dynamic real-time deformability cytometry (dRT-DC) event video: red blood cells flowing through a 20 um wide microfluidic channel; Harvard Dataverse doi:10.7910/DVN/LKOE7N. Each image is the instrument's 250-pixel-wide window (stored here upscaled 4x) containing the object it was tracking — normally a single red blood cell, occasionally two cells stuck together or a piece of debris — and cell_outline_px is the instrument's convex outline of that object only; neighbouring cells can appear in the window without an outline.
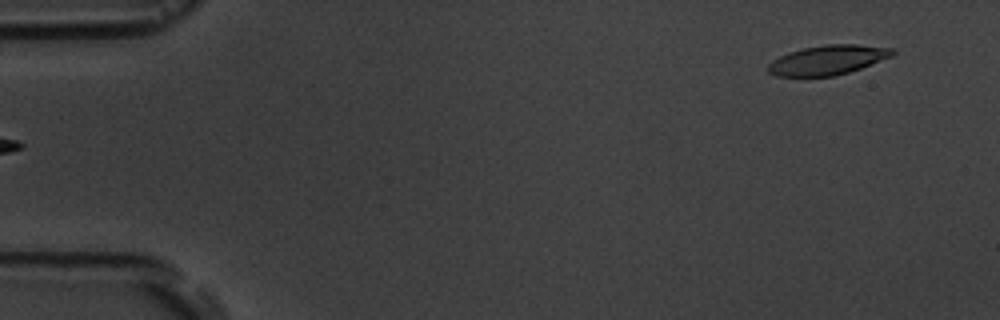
{"species": "common noctule bat (a hibernating species)", "species_latin": "Nyctalus noctula", "temperature_condition": "room temperature", "stored_images_in_passage": 6, "segment_of_instrument_passage": [2, 2], "camera_frame_rate_fps": 3000, "um_per_image_px": 0.085, "animal": {"sex": "male", "body_mass_g": 19.5, "forearm_length_mm": 54.6}, "frame": {"image": 1, "passage_image": 6, "time_ms": 5.667, "image_size_px": [1000, 320], "cell_outline_px": [[896, 52], [892, 56], [860, 68], [848, 72], [832, 76], [776, 76], [768, 72], [768, 64], [772, 60], [788, 52], [804, 48], [824, 44], [856, 44], [892, 48]], "centroid_in_image_um": [70.34, 5.09], "position_along_channel_um": 14.7, "area_um2": 21.27}}